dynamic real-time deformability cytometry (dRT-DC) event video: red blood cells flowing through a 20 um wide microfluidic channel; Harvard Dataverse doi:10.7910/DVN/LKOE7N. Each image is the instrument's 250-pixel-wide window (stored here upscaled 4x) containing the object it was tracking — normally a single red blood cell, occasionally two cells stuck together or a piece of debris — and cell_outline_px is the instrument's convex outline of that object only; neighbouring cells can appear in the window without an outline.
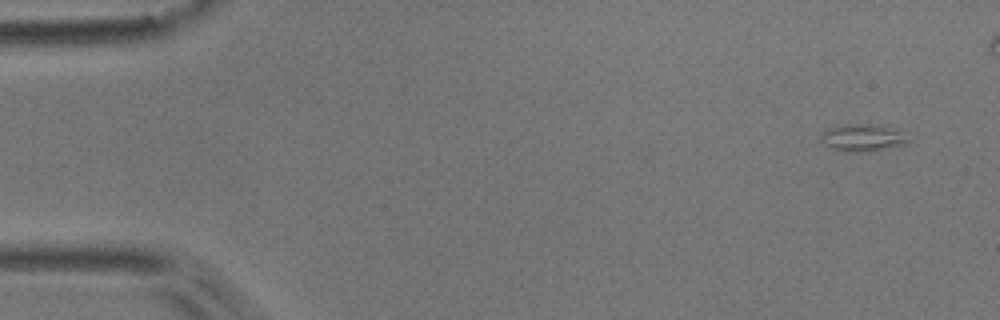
{"species": "common noctule bat (a hibernating species)", "species_latin": "Nyctalus noctula", "temperature_condition": "room temperature", "stored_images_in_passage": 8, "segment_of_instrument_passage": [1, 2], "camera_frame_rate_fps": 3000, "um_per_image_px": 0.085, "animal": {"sex": "male", "body_mass_g": 17.9}, "frame": {"image": 1, "passage_image": 1, "time_ms": 0.0, "image_size_px": [1000, 320], "cell_outline_px": [[912, 140], [904, 144], [872, 152], [844, 152], [828, 148], [824, 144], [820, 136], [820, 132], [824, 128], [840, 124], [880, 124], [900, 128]], "centroid_in_image_um": [73.34, 11.69], "position_along_channel_um": 11.7, "area_um2": 14.8}}
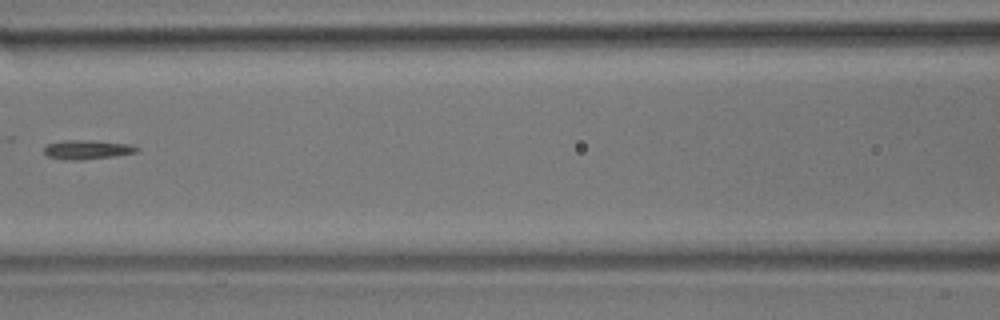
{"frame": {"image": 2, "passage_image": 7, "time_ms": 2.0, "image_size_px": [1000, 320], "cell_outline_px": [[140, 148], [136, 152], [116, 156], [80, 160], [64, 160], [48, 156], [44, 152], [44, 148], [48, 144], [64, 140], [92, 140], [128, 144]], "centroid_in_image_um": [7.4, 12.72], "position_along_channel_um": 159.2, "area_um2": 10.35}}